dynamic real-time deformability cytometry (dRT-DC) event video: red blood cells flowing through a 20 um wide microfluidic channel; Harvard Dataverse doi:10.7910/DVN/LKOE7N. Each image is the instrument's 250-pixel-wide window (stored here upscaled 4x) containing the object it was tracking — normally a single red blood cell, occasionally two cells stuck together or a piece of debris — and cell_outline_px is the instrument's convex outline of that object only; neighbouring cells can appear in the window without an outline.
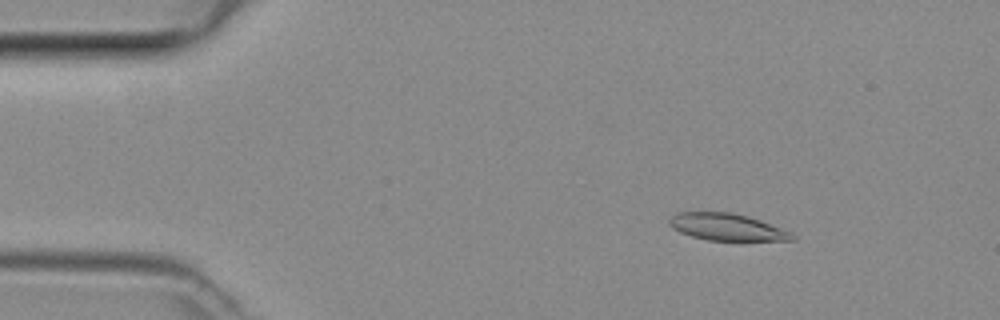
{"species": "common noctule bat (a hibernating species)", "species_latin": "Nyctalus noctula", "temperature_condition": "room temperature", "stored_images_in_passage": 48, "camera_frame_rate_fps": 3000, "um_per_image_px": 0.085, "animal": {"sex": "female", "body_mass_g": 29.2, "forearm_length_mm": 56.3}, "frame": {"image": 1, "passage_image": 6, "time_ms": 1.667, "image_size_px": [1000, 320], "cell_outline_px": [[796, 240], [708, 240], [692, 236], [680, 232], [672, 228], [668, 224], [668, 220], [676, 212], [732, 212], [748, 216], [760, 220], [792, 232], [796, 236]], "centroid_in_image_um": [61.78, 19.29], "position_along_channel_um": 23.2, "area_um2": 19.31}}
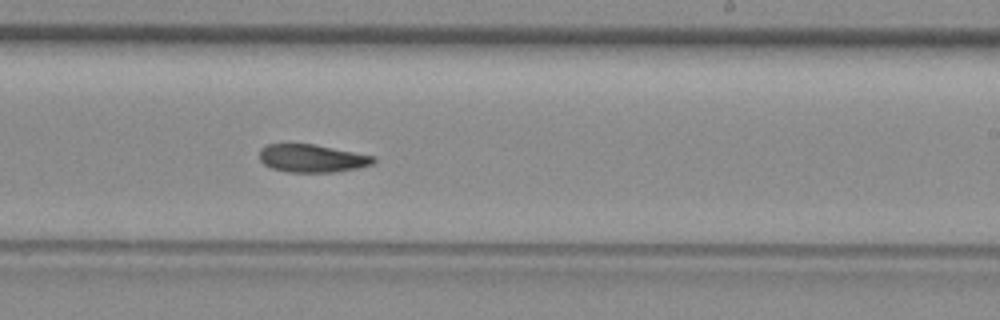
{"frame": {"image": 2, "passage_image": 28, "time_ms": 9.0, "image_size_px": [1000, 320], "cell_outline_px": [[376, 160], [372, 164], [356, 168], [336, 172], [288, 172], [272, 168], [264, 164], [260, 160], [260, 148], [268, 144], [312, 144], [376, 156]], "centroid_in_image_um": [26.52, 13.46], "position_along_channel_um": 262.5, "area_um2": 18.44}}
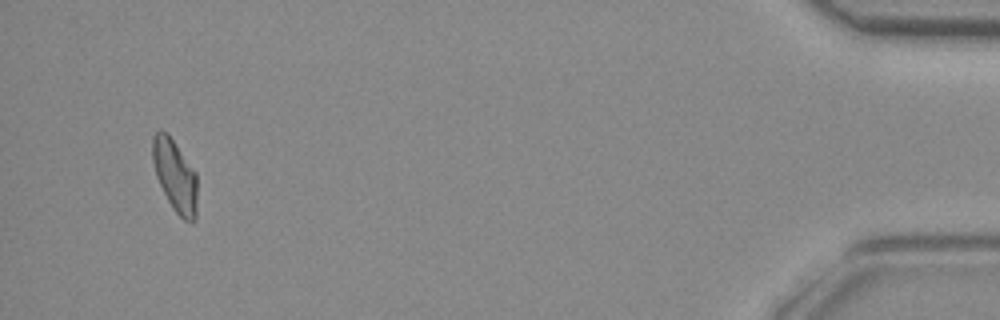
{"frame": {"image": 3, "passage_image": 45, "time_ms": 14.667, "image_size_px": [1000, 320], "cell_outline_px": [[196, 220], [184, 220], [172, 208], [156, 176], [152, 160], [152, 136], [156, 132], [164, 132], [172, 140], [196, 172]], "centroid_in_image_um": [14.86, 14.95], "position_along_channel_um": 420.3, "area_um2": 18.26}}